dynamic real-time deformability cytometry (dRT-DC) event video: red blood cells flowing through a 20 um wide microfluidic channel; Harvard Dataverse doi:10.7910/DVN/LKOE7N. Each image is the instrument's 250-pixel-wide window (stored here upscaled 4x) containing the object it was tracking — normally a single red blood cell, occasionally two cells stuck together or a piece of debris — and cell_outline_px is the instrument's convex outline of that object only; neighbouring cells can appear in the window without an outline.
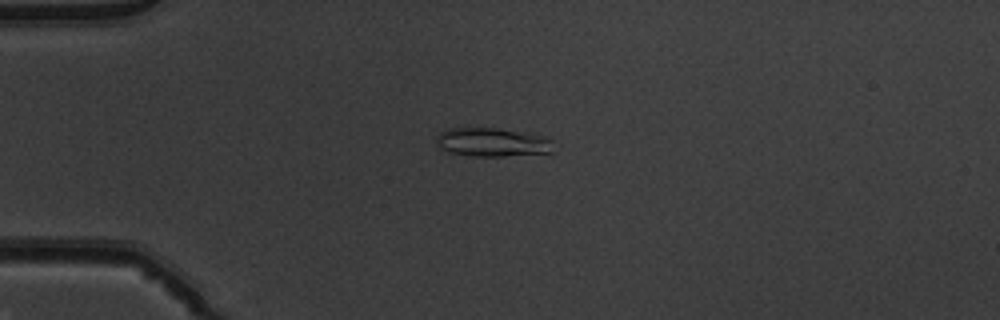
{"species": "common noctule bat (a hibernating species)", "species_latin": "Nyctalus noctula", "temperature_condition": "warm", "stored_images_in_passage": 44, "camera_frame_rate_fps": 3000, "um_per_image_px": 0.085, "animal": {"sex": "male", "body_mass_g": 19.5, "forearm_length_mm": 54.6}, "frame": {"image": 1, "passage_image": 6, "time_ms": 1.667, "image_size_px": [1000, 320], "cell_outline_px": [[552, 152], [504, 156], [472, 156], [448, 152], [440, 148], [436, 144], [436, 136], [440, 132], [452, 128], [496, 128], [528, 132], [548, 136], [552, 140]], "centroid_in_image_um": [41.86, 12.08], "position_along_channel_um": 43.1, "area_um2": 19.83}}
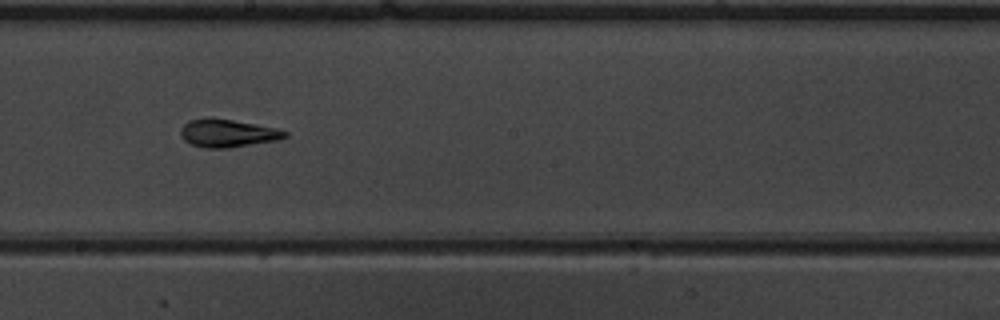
{"frame": {"image": 2, "passage_image": 22, "time_ms": 7.0, "image_size_px": [1000, 320], "cell_outline_px": [[288, 136], [280, 140], [228, 148], [204, 148], [192, 144], [184, 140], [180, 136], [180, 128], [188, 120], [232, 120], [256, 124], [276, 128], [288, 132]], "centroid_in_image_um": [19.39, 11.36], "position_along_channel_um": 228.8, "area_um2": 16.65}}
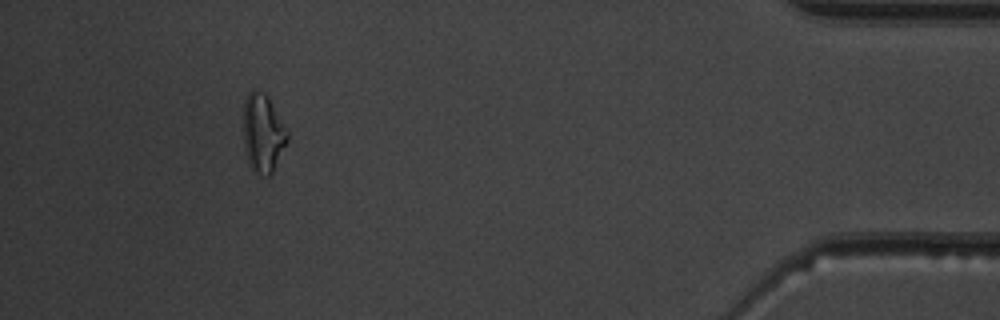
{"frame": {"image": 3, "passage_image": 40, "time_ms": 13.0, "image_size_px": [1000, 320], "cell_outline_px": [[288, 140], [272, 172], [268, 176], [256, 172], [248, 164], [244, 148], [244, 100], [248, 92], [252, 88], [256, 88], [264, 92], [268, 96], [288, 132]], "centroid_in_image_um": [22.33, 11.27], "position_along_channel_um": 412.9, "area_um2": 20.06}, "authors_computed_cell_mechanics": {"area_um2": 16.9932, "velocity_mm_per_s": 4.0026, "shape_relaxation_time_tau1_ms": 4.5155, "shape_relaxation_time_tau2_ms": 3.1412, "deformation_change_tau1": 0.1402, "deformation_change_tau2": 0.1187}}